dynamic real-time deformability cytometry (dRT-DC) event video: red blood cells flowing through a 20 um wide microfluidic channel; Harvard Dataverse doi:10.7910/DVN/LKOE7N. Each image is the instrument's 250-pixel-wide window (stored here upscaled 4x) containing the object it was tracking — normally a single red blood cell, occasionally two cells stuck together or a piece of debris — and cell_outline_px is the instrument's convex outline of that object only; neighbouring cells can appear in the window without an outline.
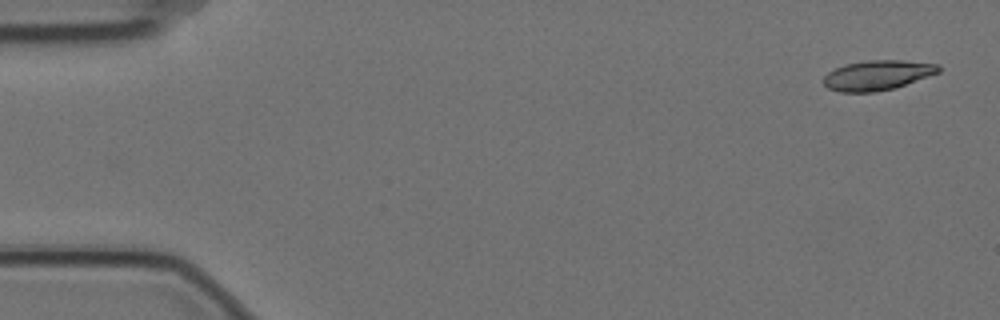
{"species": "Egyptian fruit bat (a non-hibernating species)", "species_latin": "Rousettus aegyptiacus", "temperature_condition": "cold", "stored_images_in_passage": 5, "camera_frame_rate_fps": 3000, "um_per_image_px": 0.085, "animal": {"sex": "female"}, "frame": {"image": 1, "passage_image": 1, "time_ms": 0.0, "image_size_px": [1000, 320], "cell_outline_px": [[940, 72], [896, 88], [876, 92], [840, 92], [828, 88], [824, 84], [824, 76], [828, 72], [844, 64], [868, 60], [904, 60], [940, 64]], "centroid_in_image_um": [74.6, 6.39], "position_along_channel_um": 10.4, "area_um2": 20.17}}
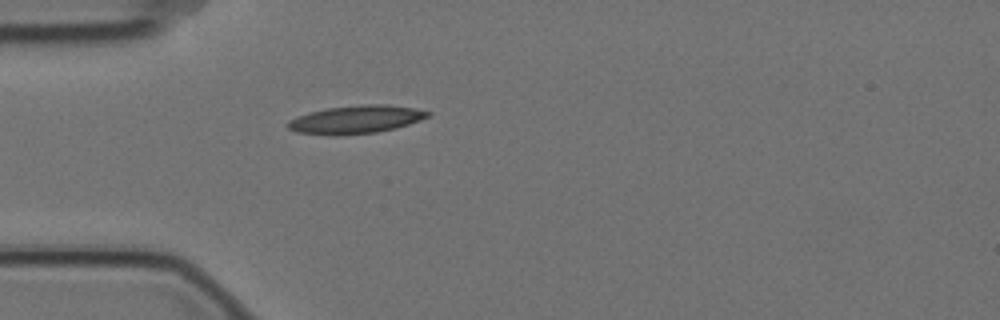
{"frame": {"image": 2, "passage_image": 5, "time_ms": 1.333, "image_size_px": [1000, 320], "cell_outline_px": [[432, 112], [428, 116], [420, 120], [396, 128], [376, 132], [296, 132], [288, 128], [288, 120], [296, 116], [308, 112], [328, 108], [364, 104], [388, 104], [412, 108]], "centroid_in_image_um": [30.31, 10.09], "position_along_channel_um": 54.7, "area_um2": 21.73}}